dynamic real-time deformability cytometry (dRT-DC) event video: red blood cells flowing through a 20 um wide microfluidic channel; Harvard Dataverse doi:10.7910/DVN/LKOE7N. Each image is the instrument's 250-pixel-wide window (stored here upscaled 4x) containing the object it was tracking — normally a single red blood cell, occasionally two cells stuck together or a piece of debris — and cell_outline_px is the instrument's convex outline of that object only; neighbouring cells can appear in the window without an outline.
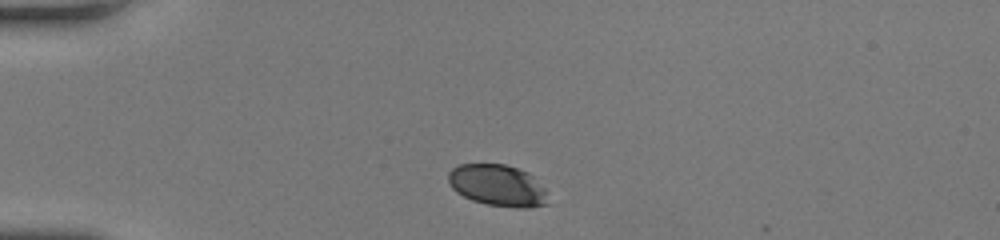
{"species": "human", "species_latin": "Homo sapiens", "temperature_condition": "room temperature", "stored_images_in_passage": 40, "camera_frame_rate_fps": 3000, "um_per_image_px": 0.085, "donor": {"sex": "female"}, "frame": {"image": 1, "passage_image": 1, "time_ms": 0.0, "image_size_px": [1000, 240], "cell_outline_px": [[548, 204], [528, 208], [520, 208], [484, 204], [472, 200], [456, 192], [452, 188], [448, 180], [448, 172], [452, 168], [460, 164], [504, 164], [528, 172], [544, 188]], "centroid_in_image_um": [42.28, 15.76], "position_along_channel_um": 42.7, "area_um2": 24.1}}
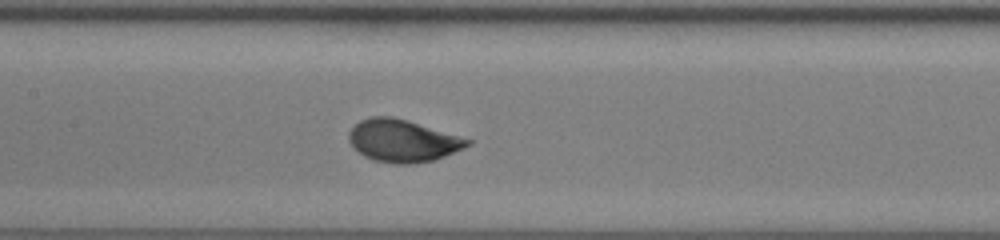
{"frame": {"image": 2, "passage_image": 23, "time_ms": 7.333, "image_size_px": [1000, 240], "cell_outline_px": [[472, 144], [464, 148], [444, 156], [432, 160], [412, 164], [396, 164], [376, 160], [364, 156], [348, 140], [348, 132], [360, 120], [372, 116], [392, 116], [408, 120], [472, 140]], "centroid_in_image_um": [34.23, 11.95], "position_along_channel_um": 173.2, "area_um2": 29.02}}
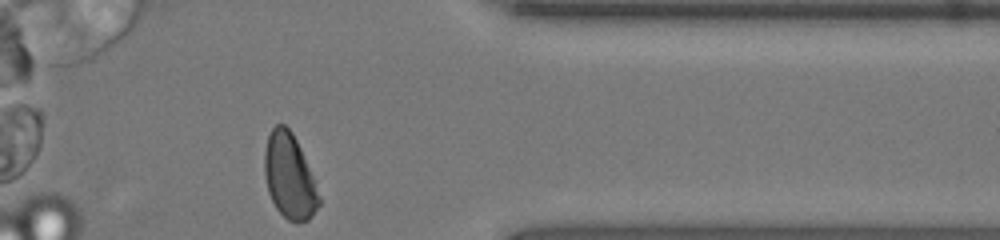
{"frame": {"image": 3, "passage_image": 40, "time_ms": 13.0, "image_size_px": [1000, 240], "cell_outline_px": [[320, 204], [312, 216], [308, 220], [296, 224], [288, 220], [276, 208], [268, 192], [264, 176], [264, 152], [268, 136], [272, 128], [276, 124], [284, 124], [292, 132], [300, 148], [312, 176], [320, 200]], "centroid_in_image_um": [24.57, 15.01], "position_along_channel_um": 386.8, "area_um2": 26.76}, "authors_computed_cell_mechanics": {"area_um2": 28.2931, "velocity_mm_per_s": 3.8407, "shape_relaxation_time_tau1_ms": 2.7132, "shape_relaxation_time_tau2_ms": null, "deformation_change_tau1": 0.1221, "deformation_change_tau2": null}}